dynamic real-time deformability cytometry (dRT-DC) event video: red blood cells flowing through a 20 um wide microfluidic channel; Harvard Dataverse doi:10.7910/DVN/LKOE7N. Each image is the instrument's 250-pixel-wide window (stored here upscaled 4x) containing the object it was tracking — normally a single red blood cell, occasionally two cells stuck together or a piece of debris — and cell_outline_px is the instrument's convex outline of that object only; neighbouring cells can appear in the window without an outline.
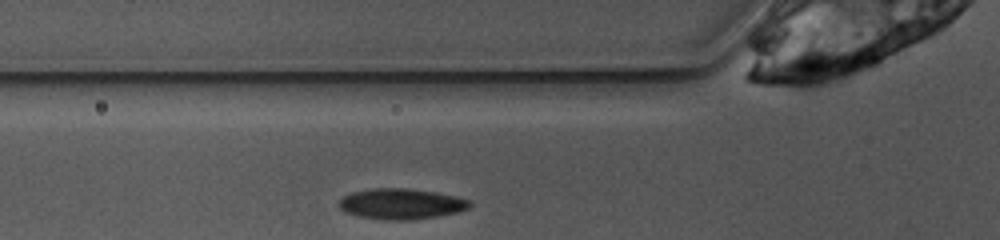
{"species": "common noctule bat (a hibernating species)", "species_latin": "Nyctalus noctula", "temperature_condition": "warm", "stored_images_in_passage": 17, "camera_frame_rate_fps": 3000, "um_per_image_px": 0.085, "animal": {"sex": "female", "body_mass_g": 10.0, "forearm_length_mm": 53.1}, "frame": {"image": 1, "passage_image": 2, "time_ms": 0.333, "image_size_px": [1000, 240], "cell_outline_px": [[472, 204], [468, 208], [456, 212], [436, 216], [408, 220], [388, 220], [360, 216], [344, 212], [336, 204], [344, 196], [352, 192], [372, 188], [408, 188], [436, 192], [456, 196], [472, 200]], "centroid_in_image_um": [34.09, 17.32], "position_along_channel_um": 91.7, "area_um2": 23.35}}
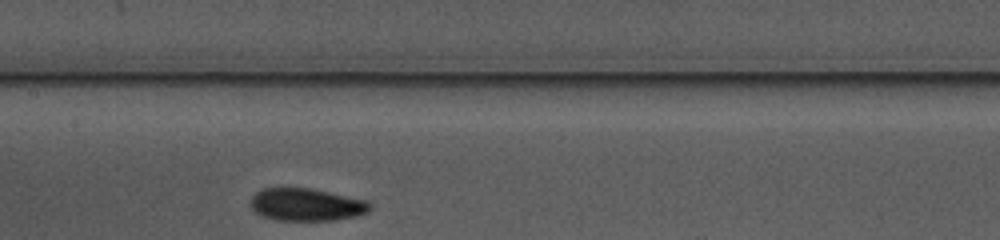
{"frame": {"image": 2, "passage_image": 9, "time_ms": 2.667, "image_size_px": [1000, 240], "cell_outline_px": [[372, 208], [368, 212], [336, 220], [276, 220], [264, 216], [256, 212], [248, 204], [252, 196], [260, 188], [312, 188], [364, 200], [372, 204]], "centroid_in_image_um": [26.0, 17.38], "position_along_channel_um": 181.4, "area_um2": 22.6}}
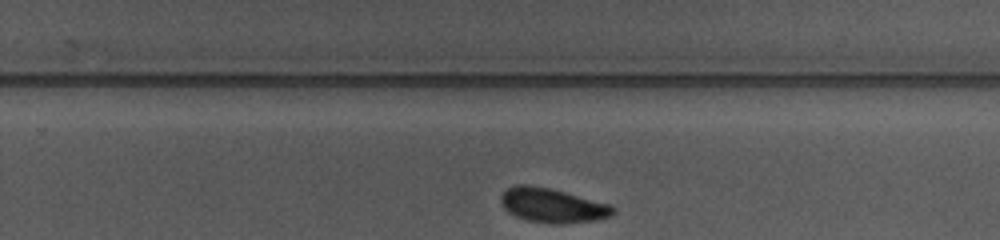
{"frame": {"image": 3, "passage_image": 17, "time_ms": 5.333, "image_size_px": [1000, 240], "cell_outline_px": [[616, 212], [612, 216], [596, 220], [564, 224], [552, 224], [528, 220], [516, 216], [508, 212], [504, 208], [500, 200], [500, 196], [508, 188], [516, 184], [532, 184], [612, 204], [616, 208]], "centroid_in_image_um": [46.99, 17.46], "position_along_channel_um": 282.8, "area_um2": 22.66}}